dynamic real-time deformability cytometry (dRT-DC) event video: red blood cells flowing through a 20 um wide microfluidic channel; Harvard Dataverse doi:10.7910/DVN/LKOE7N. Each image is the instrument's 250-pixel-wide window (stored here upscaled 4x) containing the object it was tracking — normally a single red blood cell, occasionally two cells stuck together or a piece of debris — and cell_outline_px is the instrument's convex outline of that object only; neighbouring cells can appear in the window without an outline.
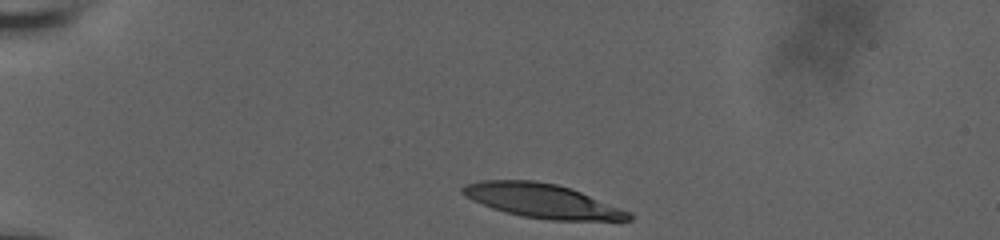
{"species": "human", "species_latin": "Homo sapiens", "temperature_condition": "room temperature", "stored_images_in_passage": 38, "camera_frame_rate_fps": 3000, "um_per_image_px": 0.085, "donor": {"sex": "male"}, "frame": {"image": 1, "passage_image": 1, "time_ms": 0.0, "image_size_px": [1000, 240], "cell_outline_px": [[636, 216], [632, 220], [548, 220], [524, 216], [492, 208], [472, 200], [464, 196], [460, 192], [460, 188], [464, 184], [480, 180], [536, 180], [556, 184], [580, 192], [632, 212]], "centroid_in_image_um": [46.08, 17.06], "position_along_channel_um": 38.9, "area_um2": 32.95}}
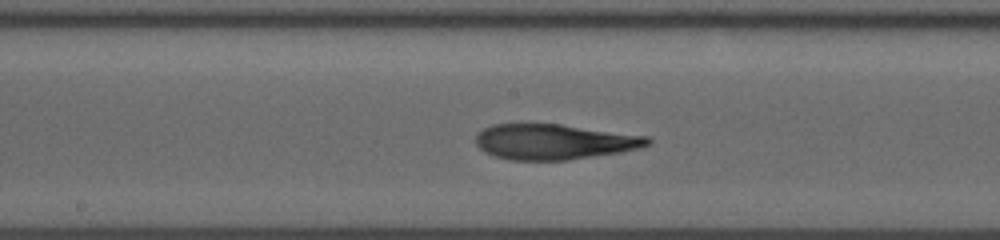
{"frame": {"image": 2, "passage_image": 22, "time_ms": 6.0, "image_size_px": [1000, 240], "cell_outline_px": [[652, 144], [644, 148], [620, 152], [568, 160], [508, 160], [484, 152], [476, 144], [476, 132], [492, 124], [560, 124], [648, 136], [652, 140]], "centroid_in_image_um": [47.12, 12.05], "position_along_channel_um": 201.1, "area_um2": 35.66}}
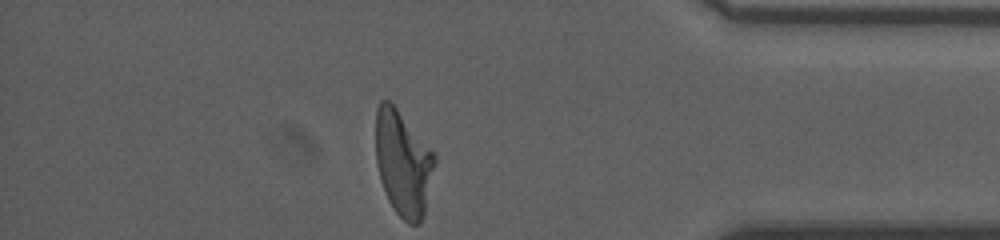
{"frame": {"image": 3, "passage_image": 38, "time_ms": 12.0, "image_size_px": [1000, 240], "cell_outline_px": [[436, 160], [424, 212], [420, 224], [408, 224], [396, 212], [388, 200], [380, 180], [376, 164], [376, 108], [380, 100], [388, 100], [396, 108], [436, 152]], "centroid_in_image_um": [34.26, 13.86], "position_along_channel_um": 400.9, "area_um2": 36.24}, "authors_computed_cell_mechanics": {"area_um2": 35.836, "velocity_mm_per_s": 3.7465, "shape_relaxation_time_tau1_ms": 8.6396, "shape_relaxation_time_tau2_ms": 1.9133, "deformation_change_tau1": 0.2801, "deformation_change_tau2": 0.1053}}